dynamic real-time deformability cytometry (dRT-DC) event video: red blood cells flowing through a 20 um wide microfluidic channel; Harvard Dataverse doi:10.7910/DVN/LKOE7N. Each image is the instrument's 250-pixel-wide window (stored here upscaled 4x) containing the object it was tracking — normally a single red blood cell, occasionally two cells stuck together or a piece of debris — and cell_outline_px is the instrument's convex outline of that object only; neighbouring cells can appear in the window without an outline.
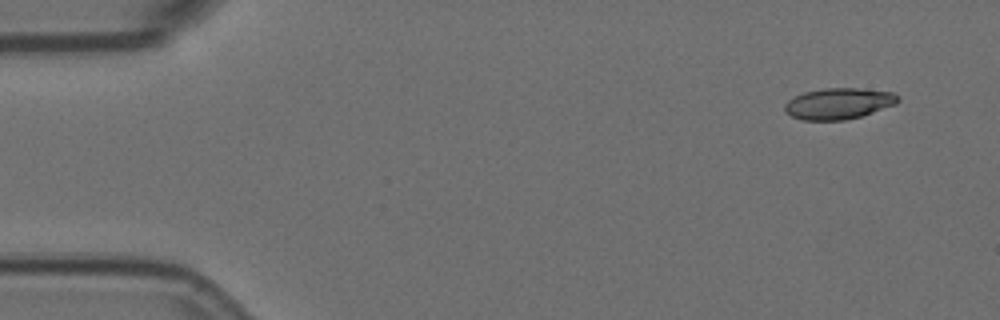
{"species": "Egyptian fruit bat (a non-hibernating species)", "species_latin": "Rousettus aegyptiacus", "temperature_condition": "room temperature", "stored_images_in_passage": 5, "camera_frame_rate_fps": 3000, "um_per_image_px": 0.085, "animal": {"sex": "female"}, "frame": {"image": 1, "passage_image": 1, "time_ms": 0.0, "image_size_px": [1000, 320], "cell_outline_px": [[900, 100], [896, 104], [860, 116], [844, 120], [804, 120], [792, 116], [784, 112], [784, 104], [788, 100], [804, 92], [824, 88], [860, 88], [892, 92], [900, 96]], "centroid_in_image_um": [71.28, 8.79], "position_along_channel_um": 13.7, "area_um2": 20.52}}
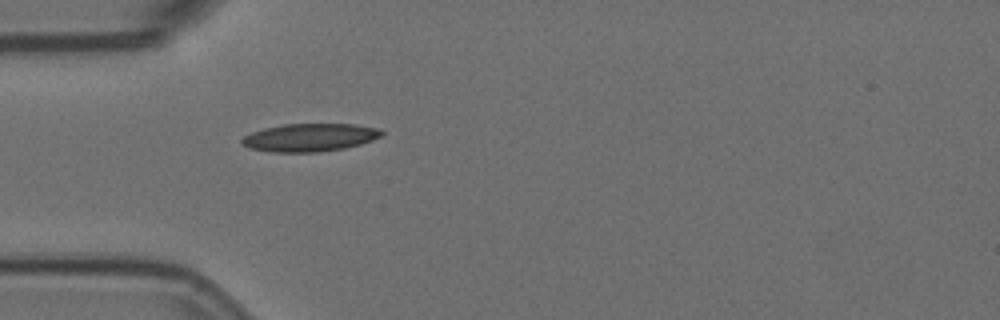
{"frame": {"image": 2, "passage_image": 5, "time_ms": 1.333, "image_size_px": [1000, 320], "cell_outline_px": [[384, 132], [380, 136], [372, 140], [360, 144], [344, 148], [320, 152], [272, 152], [248, 148], [240, 140], [244, 136], [252, 132], [264, 128], [284, 124], [352, 124], [380, 128]], "centroid_in_image_um": [26.33, 11.68], "position_along_channel_um": 58.7, "area_um2": 22.72}}